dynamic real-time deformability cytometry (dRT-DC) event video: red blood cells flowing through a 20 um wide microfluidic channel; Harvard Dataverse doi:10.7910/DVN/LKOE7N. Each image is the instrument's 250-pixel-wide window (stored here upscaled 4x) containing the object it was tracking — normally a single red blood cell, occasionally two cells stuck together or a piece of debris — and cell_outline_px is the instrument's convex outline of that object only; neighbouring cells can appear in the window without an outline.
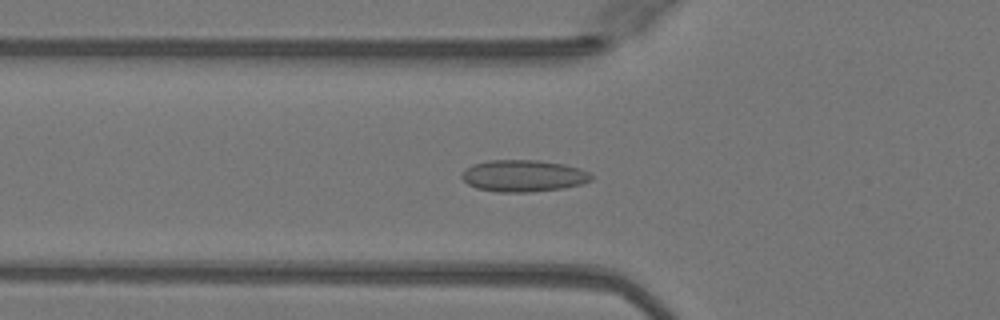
{"species": "Egyptian fruit bat (a non-hibernating species)", "species_latin": "Rousettus aegyptiacus", "temperature_condition": "warm", "stored_images_in_passage": 50, "camera_frame_rate_fps": 3000, "um_per_image_px": 0.085, "animal": {"sex": "female"}, "frame": {"image": 1, "passage_image": 18, "time_ms": 5.667, "image_size_px": [1000, 320], "cell_outline_px": [[592, 180], [580, 184], [564, 188], [532, 192], [496, 192], [476, 188], [468, 184], [460, 176], [460, 172], [472, 164], [488, 160], [540, 160], [564, 164], [580, 168], [588, 172], [592, 176]], "centroid_in_image_um": [44.46, 14.94], "position_along_channel_um": 81.3, "area_um2": 24.22}}
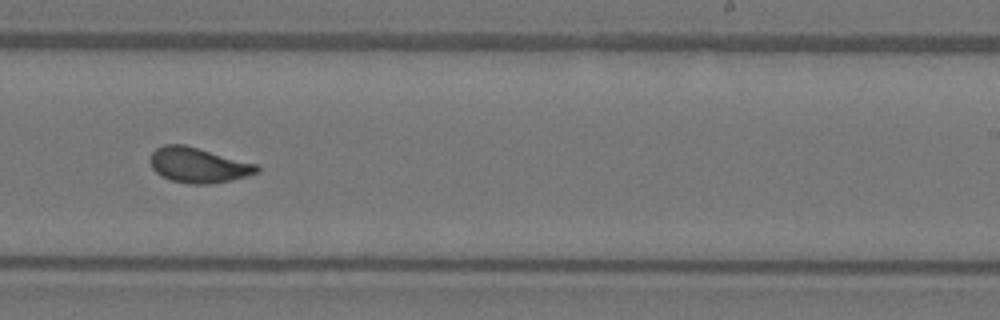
{"frame": {"image": 2, "passage_image": 32, "time_ms": 10.333, "image_size_px": [1000, 320], "cell_outline_px": [[260, 172], [228, 180], [208, 184], [192, 184], [172, 180], [160, 176], [152, 168], [148, 160], [152, 152], [156, 148], [164, 144], [184, 144], [260, 164]], "centroid_in_image_um": [16.85, 14.01], "position_along_channel_um": 272.2, "area_um2": 22.02}}
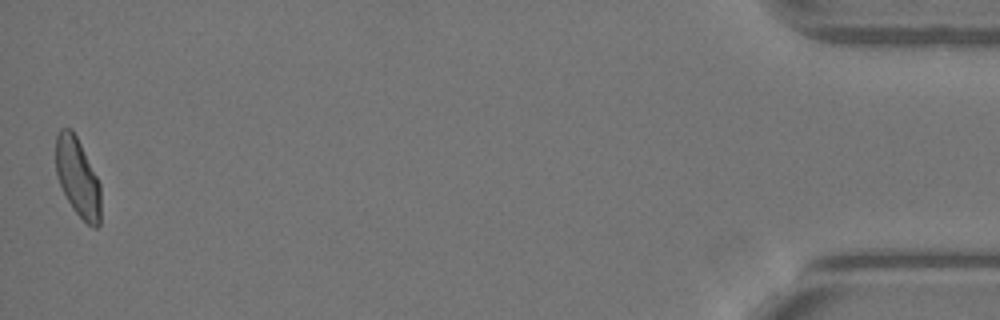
{"frame": {"image": 3, "passage_image": 50, "time_ms": 16.333, "image_size_px": [1000, 320], "cell_outline_px": [[100, 224], [96, 228], [92, 228], [72, 208], [60, 184], [56, 172], [56, 136], [60, 128], [72, 128], [100, 184]], "centroid_in_image_um": [6.6, 15.09], "position_along_channel_um": 428.6, "area_um2": 20.29}, "authors_computed_cell_mechanics": {"area_um2": 21.5594, "velocity_mm_per_s": 4.0821, "shape_relaxation_time_tau1_ms": null, "shape_relaxation_time_tau2_ms": 0.6043, "deformation_change_tau1": null, "deformation_change_tau2": 0.0584}}